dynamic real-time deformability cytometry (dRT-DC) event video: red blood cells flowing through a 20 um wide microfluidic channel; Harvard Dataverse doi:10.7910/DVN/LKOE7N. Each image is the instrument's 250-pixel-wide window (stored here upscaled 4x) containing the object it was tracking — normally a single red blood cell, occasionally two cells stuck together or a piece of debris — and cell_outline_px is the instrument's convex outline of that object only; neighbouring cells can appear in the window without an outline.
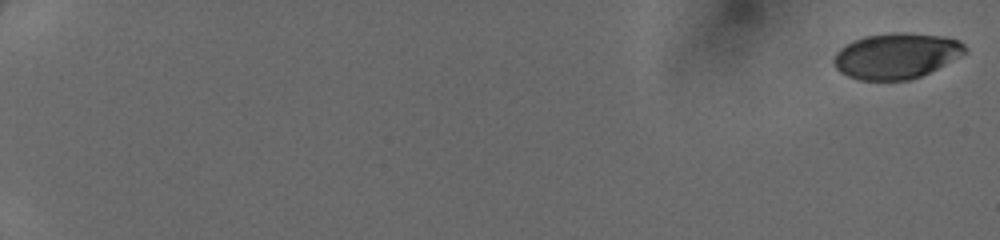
{"species": "human", "species_latin": "Homo sapiens", "temperature_condition": "cold", "stored_images_in_passage": 14, "camera_frame_rate_fps": 3000, "um_per_image_px": 0.085, "donor": {"sex": "female"}, "frame": {"image": 1, "passage_image": 1, "time_ms": 0.0, "image_size_px": [1000, 240], "cell_outline_px": [[968, 52], [920, 76], [908, 80], [860, 80], [848, 76], [840, 72], [836, 68], [832, 60], [836, 52], [840, 48], [852, 40], [864, 36], [892, 32], [908, 32], [944, 36], [960, 40], [968, 48]], "centroid_in_image_um": [76.18, 4.72], "position_along_channel_um": 8.8, "area_um2": 35.08}}